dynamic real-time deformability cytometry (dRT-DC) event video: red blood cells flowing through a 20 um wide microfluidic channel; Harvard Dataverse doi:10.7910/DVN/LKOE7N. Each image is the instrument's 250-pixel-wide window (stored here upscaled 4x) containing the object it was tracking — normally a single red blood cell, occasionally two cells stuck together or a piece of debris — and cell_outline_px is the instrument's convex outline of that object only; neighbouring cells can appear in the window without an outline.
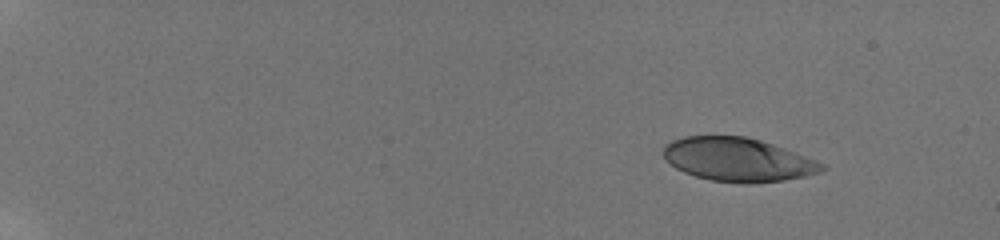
{"species": "human", "species_latin": "Homo sapiens", "temperature_condition": "room temperature", "stored_images_in_passage": 27, "camera_frame_rate_fps": 3000, "um_per_image_px": 0.085, "donor": {"sex": "male"}, "frame": {"image": 1, "passage_image": 1, "time_ms": 0.0, "image_size_px": [1000, 240], "cell_outline_px": [[828, 168], [820, 172], [804, 176], [784, 180], [752, 184], [744, 184], [712, 180], [696, 176], [684, 172], [676, 168], [664, 156], [664, 144], [672, 140], [684, 136], [744, 136], [760, 140], [784, 148], [828, 164]], "centroid_in_image_um": [62.76, 13.57], "position_along_channel_um": 22.2, "area_um2": 40.34}}
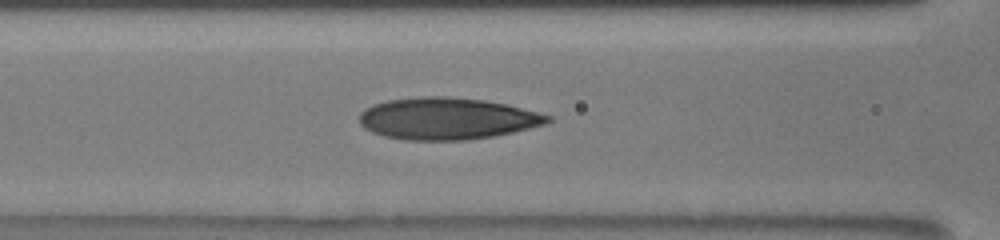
{"frame": {"image": 2, "passage_image": 19, "time_ms": 7.0, "image_size_px": [1000, 240], "cell_outline_px": [[552, 120], [548, 124], [512, 132], [492, 136], [468, 140], [404, 140], [384, 136], [372, 132], [364, 128], [360, 124], [360, 112], [364, 108], [372, 104], [388, 100], [424, 96], [448, 96], [484, 100], [508, 104], [552, 116]], "centroid_in_image_um": [38.0, 10.07], "position_along_channel_um": 128.6, "area_um2": 46.18}}
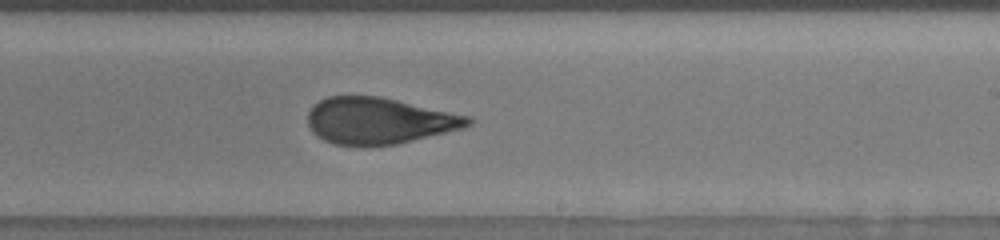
{"frame": {"image": 3, "passage_image": 27, "time_ms": 10.333, "image_size_px": [1000, 240], "cell_outline_px": [[476, 120], [472, 124], [464, 128], [396, 144], [336, 144], [324, 140], [312, 132], [308, 124], [308, 112], [312, 104], [328, 96], [380, 96], [472, 116]], "centroid_in_image_um": [32.26, 10.23], "position_along_channel_um": 256.7, "area_um2": 43.23}}